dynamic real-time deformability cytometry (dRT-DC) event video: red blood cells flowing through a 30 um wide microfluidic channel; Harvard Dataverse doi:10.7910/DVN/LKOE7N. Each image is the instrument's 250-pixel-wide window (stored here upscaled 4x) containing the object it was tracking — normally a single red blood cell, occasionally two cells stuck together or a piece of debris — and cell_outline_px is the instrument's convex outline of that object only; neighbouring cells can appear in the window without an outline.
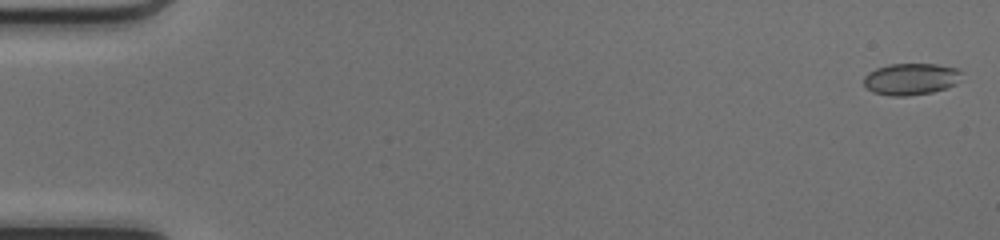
{"species": "common noctule bat (a hibernating species)", "species_latin": "Nyctalus noctula", "temperature_condition": "cold", "stored_images_in_passage": 51, "camera_frame_rate_fps": 3000, "um_per_image_px": 0.085, "animal": {"sex": "female", "body_mass_g": 17.0, "forearm_length_mm": 48.0}, "frame": {"image": 1, "passage_image": 2, "time_ms": 0.333, "image_size_px": [1000, 240], "cell_outline_px": [[960, 72], [956, 84], [948, 88], [932, 92], [908, 96], [892, 96], [872, 92], [864, 84], [864, 76], [868, 72], [876, 68], [892, 64], [936, 64], [956, 68]], "centroid_in_image_um": [77.4, 6.72], "position_along_channel_um": 7.6, "area_um2": 17.98}}
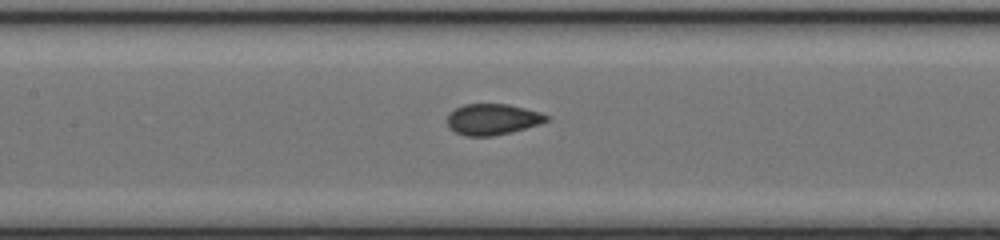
{"frame": {"image": 2, "passage_image": 25, "time_ms": 8.0, "image_size_px": [1000, 240], "cell_outline_px": [[548, 120], [540, 124], [512, 132], [492, 136], [464, 136], [456, 132], [448, 124], [448, 116], [456, 108], [464, 104], [508, 104], [540, 112], [548, 116]], "centroid_in_image_um": [41.89, 10.14], "position_along_channel_um": 165.5, "area_um2": 17.74}}
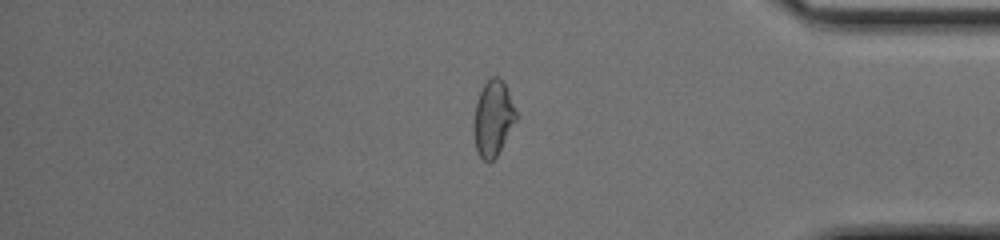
{"frame": {"image": 3, "passage_image": 43, "time_ms": 14.0, "image_size_px": [1000, 240], "cell_outline_px": [[516, 120], [496, 156], [488, 164], [476, 152], [472, 132], [472, 124], [476, 100], [484, 84], [492, 76], [496, 76], [504, 80], [516, 112]], "centroid_in_image_um": [41.86, 10.06], "position_along_channel_um": 393.3, "area_um2": 18.79}}